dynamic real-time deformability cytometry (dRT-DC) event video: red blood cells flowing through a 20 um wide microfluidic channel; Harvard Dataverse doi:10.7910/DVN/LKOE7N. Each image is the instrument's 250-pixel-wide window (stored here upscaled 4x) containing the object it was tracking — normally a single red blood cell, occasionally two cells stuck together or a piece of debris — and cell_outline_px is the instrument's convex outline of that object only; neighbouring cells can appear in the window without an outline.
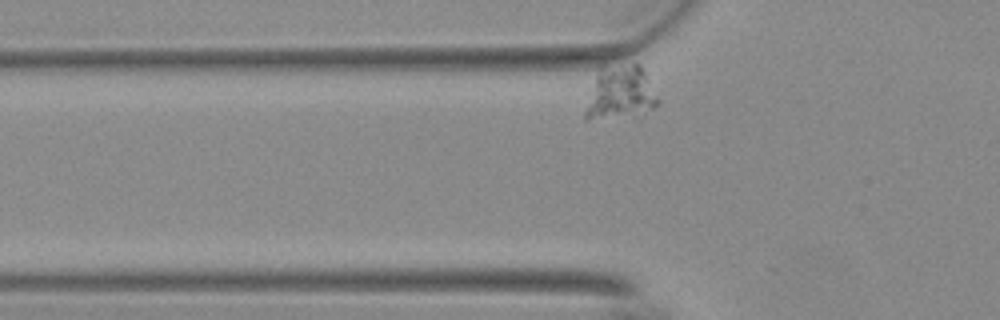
{"species": "Egyptian fruit bat (a non-hibernating species)", "species_latin": "Rousettus aegyptiacus", "temperature_condition": "warm", "stored_images_in_passage": 15, "segment_of_instrument_passage": [1, 2], "camera_frame_rate_fps": 3000, "um_per_image_px": 0.085, "animal": {"sex": "female"}, "frame": {"image": 1, "passage_image": 2, "time_ms": 0.333, "image_size_px": [1000, 320], "cell_outline_px": [[660, 104], [652, 108], [588, 120], [584, 120], [584, 112], [600, 64], [604, 60], [640, 64], [660, 100]], "centroid_in_image_um": [52.69, 7.72], "position_along_channel_um": 73.1, "area_um2": 22.37}}
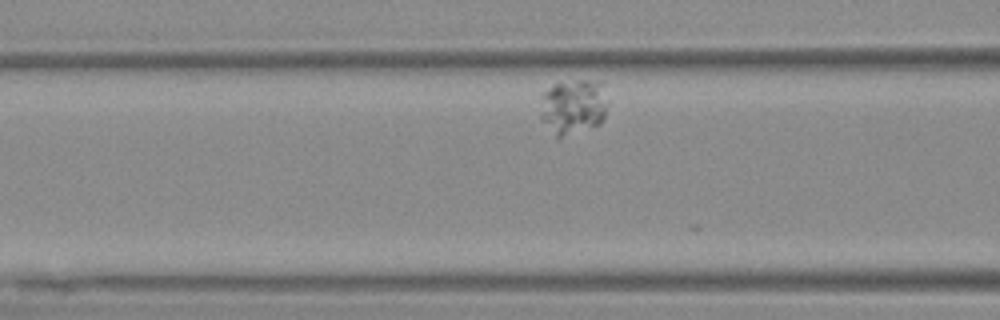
{"frame": {"image": 2, "passage_image": 7, "time_ms": 2.0, "image_size_px": [1000, 320], "cell_outline_px": [[608, 104], [604, 116], [600, 124], [560, 140], [556, 140], [540, 116], [544, 92], [552, 84], [576, 80], [604, 80], [608, 100]], "centroid_in_image_um": [48.78, 9.08], "position_along_channel_um": 117.8, "area_um2": 22.54}}
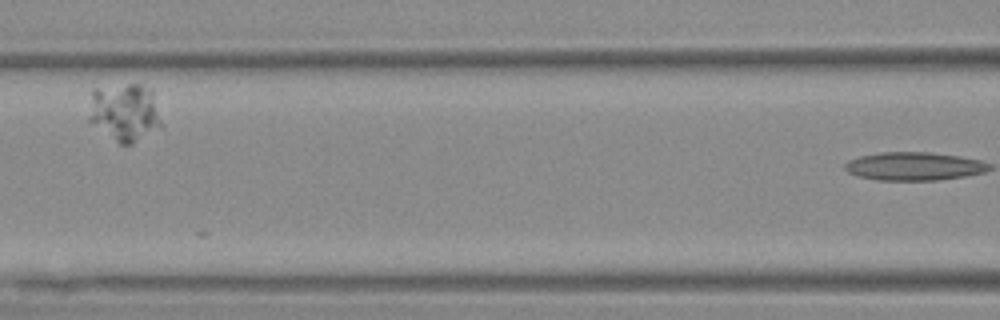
{"frame": {"image": 3, "passage_image": 11, "time_ms": 3.333, "image_size_px": [1000, 320], "cell_outline_px": [[164, 124], [160, 128], [132, 144], [120, 144], [88, 120], [88, 116], [92, 88], [128, 84], [140, 84], [152, 88]], "centroid_in_image_um": [10.64, 9.52], "position_along_channel_um": 156.0, "area_um2": 24.91}}